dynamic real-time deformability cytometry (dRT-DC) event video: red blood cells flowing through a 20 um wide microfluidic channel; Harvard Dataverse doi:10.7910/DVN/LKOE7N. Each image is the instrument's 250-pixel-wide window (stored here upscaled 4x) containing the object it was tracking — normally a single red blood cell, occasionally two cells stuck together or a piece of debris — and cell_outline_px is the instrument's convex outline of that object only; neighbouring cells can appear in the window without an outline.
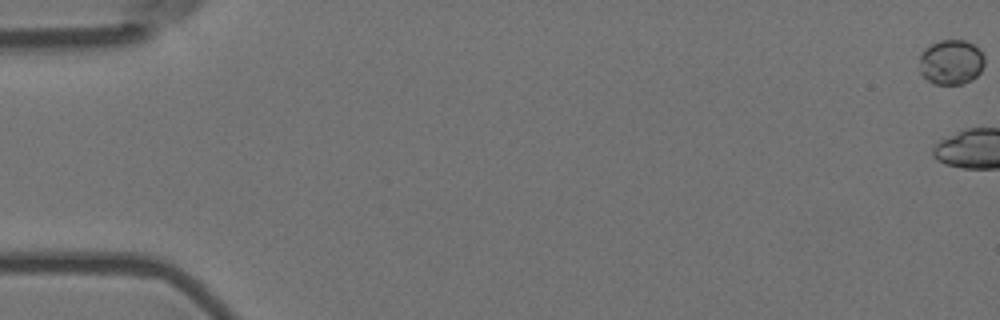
{"species": "Egyptian fruit bat (a non-hibernating species)", "species_latin": "Rousettus aegyptiacus", "temperature_condition": "room temperature", "stored_images_in_passage": 5, "camera_frame_rate_fps": 3000, "um_per_image_px": 0.085, "animal": {"sex": "female"}, "frame": {"image": 1, "passage_image": 1, "time_ms": 0.0, "image_size_px": [1000, 320], "cell_outline_px": [[984, 64], [980, 72], [972, 80], [964, 84], [932, 84], [920, 72], [920, 52], [924, 48], [940, 40], [964, 40], [972, 44], [984, 56]], "centroid_in_image_um": [80.82, 5.29], "position_along_channel_um": 4.2, "area_um2": 17.05}}